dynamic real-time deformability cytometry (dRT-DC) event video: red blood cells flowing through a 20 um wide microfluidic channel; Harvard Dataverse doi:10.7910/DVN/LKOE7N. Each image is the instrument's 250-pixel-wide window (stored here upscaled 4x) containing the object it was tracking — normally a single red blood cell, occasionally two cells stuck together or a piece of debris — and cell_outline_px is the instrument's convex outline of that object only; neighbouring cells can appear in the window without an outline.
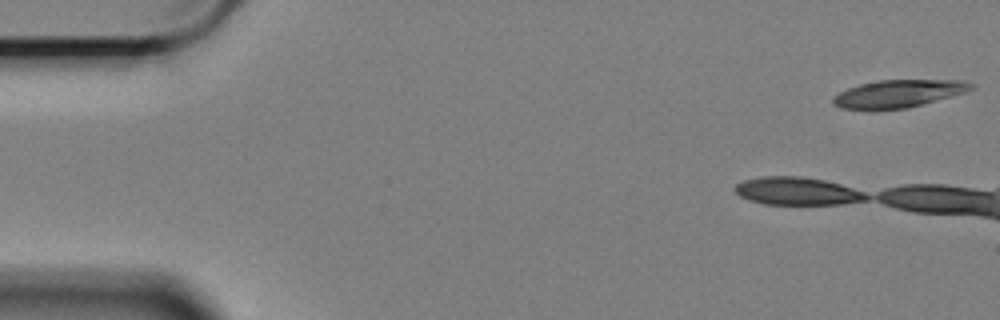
{"species": "Egyptian fruit bat (a non-hibernating species)", "species_latin": "Rousettus aegyptiacus", "temperature_condition": "cold", "stored_images_in_passage": 42, "camera_frame_rate_fps": 3000, "um_per_image_px": 0.085, "animal": {"sex": "female"}, "frame": {"image": 1, "passage_image": 1, "time_ms": 0.0, "image_size_px": [1000, 320], "cell_outline_px": [[976, 84], [972, 88], [964, 92], [920, 104], [904, 108], [872, 112], [840, 108], [832, 104], [832, 100], [840, 92], [848, 88], [860, 84], [876, 80], [964, 80]], "centroid_in_image_um": [76.28, 7.98], "position_along_channel_um": 8.7, "area_um2": 22.43}}
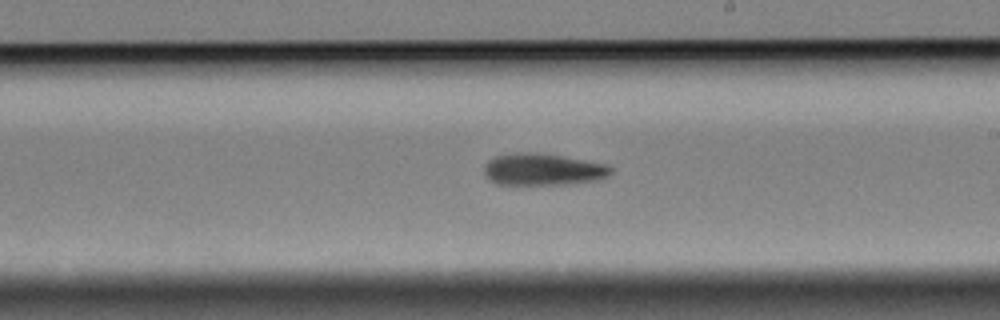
{"frame": {"image": 2, "passage_image": 29, "time_ms": 9.333, "image_size_px": [1000, 320], "cell_outline_px": [[612, 172], [608, 176], [596, 180], [572, 184], [496, 184], [488, 180], [484, 172], [484, 164], [488, 160], [496, 156], [516, 152], [536, 152], [608, 164], [612, 168]], "centroid_in_image_um": [46.13, 14.4], "position_along_channel_um": 242.9, "area_um2": 23.64}}
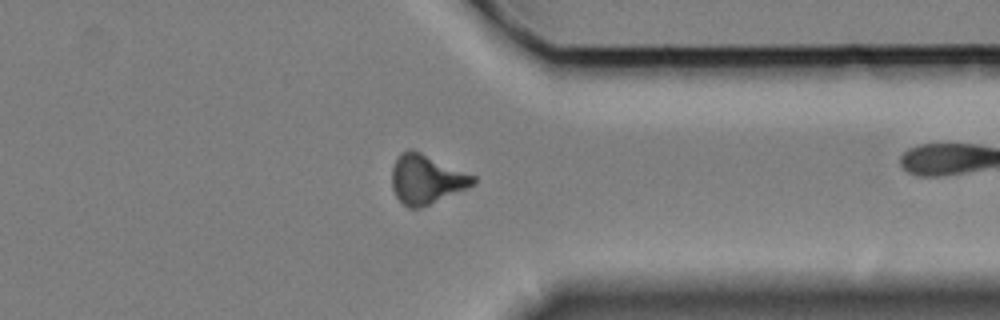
{"frame": {"image": 3, "passage_image": 41, "time_ms": 13.333, "image_size_px": [1000, 320], "cell_outline_px": [[476, 184], [468, 188], [420, 208], [408, 208], [396, 196], [392, 188], [392, 168], [400, 152], [408, 148], [412, 148], [476, 176]], "centroid_in_image_um": [36.24, 15.22], "position_along_channel_um": 375.2, "area_um2": 23.41}}